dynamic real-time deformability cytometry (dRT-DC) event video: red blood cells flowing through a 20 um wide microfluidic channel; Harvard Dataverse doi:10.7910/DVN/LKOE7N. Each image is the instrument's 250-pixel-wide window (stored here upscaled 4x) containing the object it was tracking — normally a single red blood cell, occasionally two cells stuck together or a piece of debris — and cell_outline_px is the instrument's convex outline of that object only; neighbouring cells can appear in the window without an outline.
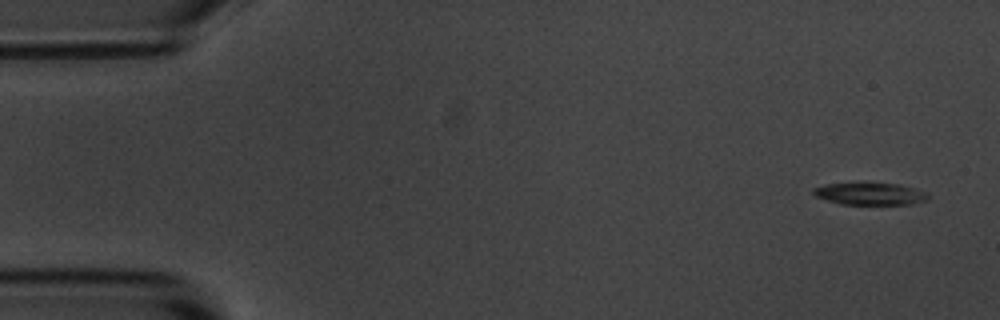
{"species": "common noctule bat (a hibernating species)", "species_latin": "Nyctalus noctula", "temperature_condition": "room temperature", "stored_images_in_passage": 4, "camera_frame_rate_fps": 3000, "um_per_image_px": 0.085, "animal": {"sex": "male", "body_mass_g": 20.1, "forearm_length_mm": 53.5}, "frame": {"image": 1, "passage_image": 1, "time_ms": 0.0, "image_size_px": [1000, 320], "cell_outline_px": [[928, 200], [912, 204], [840, 204], [816, 196], [812, 192], [812, 188], [824, 184], [896, 184], [928, 192]], "centroid_in_image_um": [73.96, 16.49], "position_along_channel_um": 11.0, "area_um2": 14.45}}
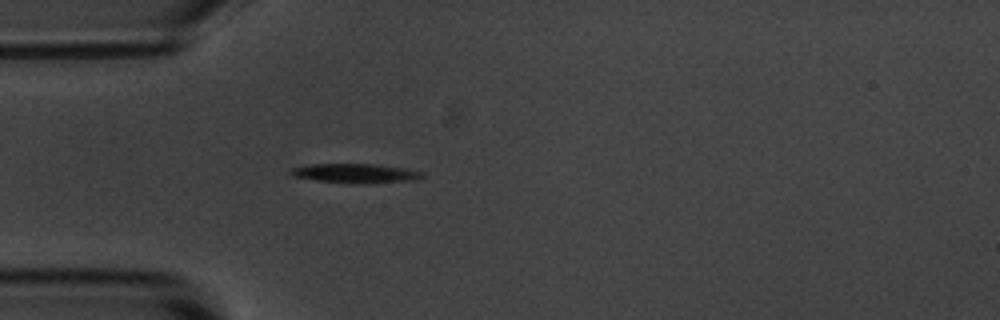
{"frame": {"image": 2, "passage_image": 4, "time_ms": 4.333, "image_size_px": [1000, 320], "cell_outline_px": [[424, 176], [416, 180], [316, 180], [296, 176], [288, 172], [292, 168], [312, 164], [376, 164], [404, 168], [420, 172]], "centroid_in_image_um": [30.16, 14.65], "position_along_channel_um": 54.8, "area_um2": 13.12}}